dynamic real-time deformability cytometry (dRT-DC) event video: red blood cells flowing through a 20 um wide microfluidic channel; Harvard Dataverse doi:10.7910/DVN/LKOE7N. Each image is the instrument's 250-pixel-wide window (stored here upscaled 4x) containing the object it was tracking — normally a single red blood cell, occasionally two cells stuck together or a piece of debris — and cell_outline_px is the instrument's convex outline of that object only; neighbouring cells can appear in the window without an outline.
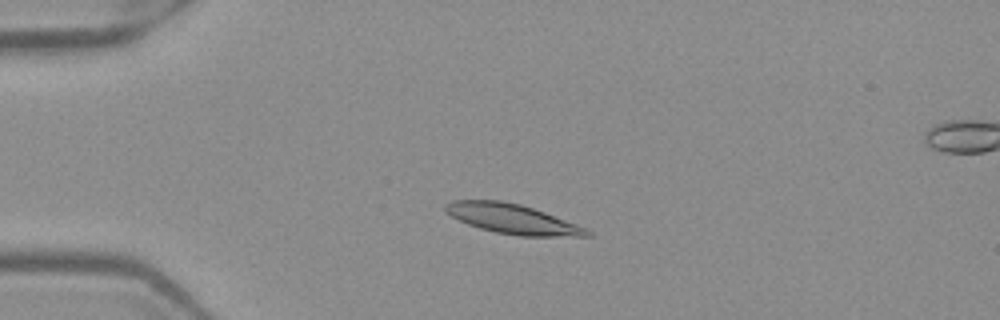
{"species": "Egyptian fruit bat (a non-hibernating species)", "species_latin": "Rousettus aegyptiacus", "temperature_condition": "warm", "stored_images_in_passage": 51, "camera_frame_rate_fps": 3000, "um_per_image_px": 0.085, "frame": {"image": 1, "passage_image": 12, "time_ms": 3.667, "image_size_px": [1000, 320], "cell_outline_px": [[592, 236], [520, 236], [496, 232], [480, 228], [468, 224], [444, 212], [444, 204], [452, 200], [504, 200], [520, 204], [544, 212], [588, 228], [592, 232]], "centroid_in_image_um": [43.55, 18.6], "position_along_channel_um": 41.4, "area_um2": 24.51}}
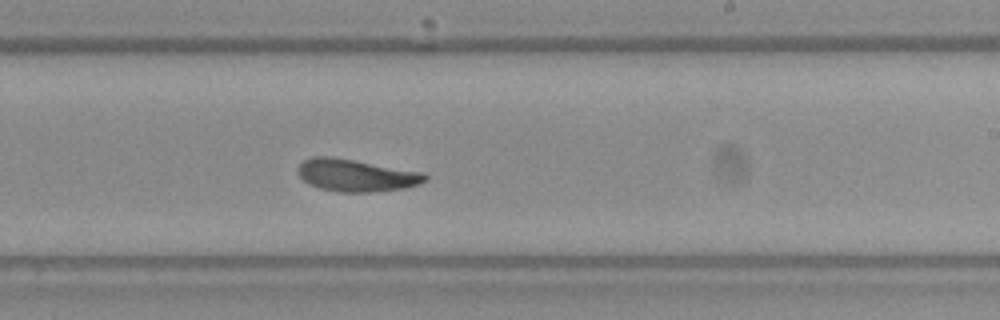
{"frame": {"image": 2, "passage_image": 31, "time_ms": 10.0, "image_size_px": [1000, 320], "cell_outline_px": [[428, 180], [420, 184], [404, 188], [372, 192], [336, 192], [320, 188], [308, 184], [296, 172], [296, 168], [304, 160], [312, 156], [332, 156], [424, 172], [428, 176]], "centroid_in_image_um": [30.27, 14.9], "position_along_channel_um": 258.7, "area_um2": 24.22}}
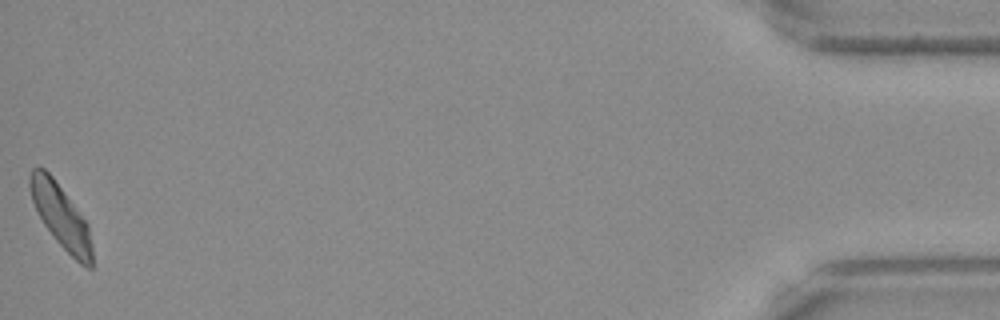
{"frame": {"image": 3, "passage_image": 51, "time_ms": 16.667, "image_size_px": [1000, 320], "cell_outline_px": [[92, 268], [88, 268], [80, 264], [56, 240], [44, 224], [32, 200], [28, 184], [28, 176], [32, 168], [44, 168], [52, 176], [88, 224], [92, 248]], "centroid_in_image_um": [5.16, 18.37], "position_along_channel_um": 430.0, "area_um2": 22.54}, "authors_computed_cell_mechanics": {"area_um2": 23.698, "velocity_mm_per_s": 3.9452, "shape_relaxation_time_tau1_ms": 5.8135, "shape_relaxation_time_tau2_ms": 3.7652, "deformation_change_tau1": 0.1508, "deformation_change_tau2": 0.106}}